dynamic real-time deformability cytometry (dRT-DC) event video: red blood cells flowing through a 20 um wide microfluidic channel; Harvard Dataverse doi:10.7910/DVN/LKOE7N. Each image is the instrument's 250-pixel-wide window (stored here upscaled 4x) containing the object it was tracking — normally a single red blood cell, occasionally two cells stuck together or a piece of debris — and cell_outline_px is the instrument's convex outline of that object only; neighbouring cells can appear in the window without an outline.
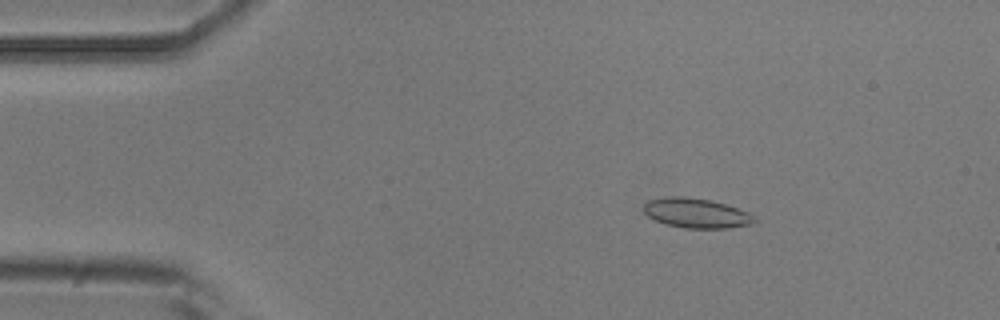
{"species": "common noctule bat (a hibernating species)", "species_latin": "Nyctalus noctula", "temperature_condition": "room temperature", "stored_images_in_passage": 37, "camera_frame_rate_fps": 3000, "um_per_image_px": 0.085, "animal": {"sex": "male", "body_mass_g": 20.5, "forearm_length_mm": 52.5}, "frame": {"image": 1, "passage_image": 8, "time_ms": 2.333, "image_size_px": [1000, 320], "cell_outline_px": [[760, 220], [756, 224], [728, 228], [684, 228], [668, 224], [656, 220], [648, 216], [644, 212], [644, 204], [648, 200], [668, 196], [680, 196], [712, 200], [748, 212]], "centroid_in_image_um": [59.24, 18.12], "position_along_channel_um": 25.8, "area_um2": 19.25}}
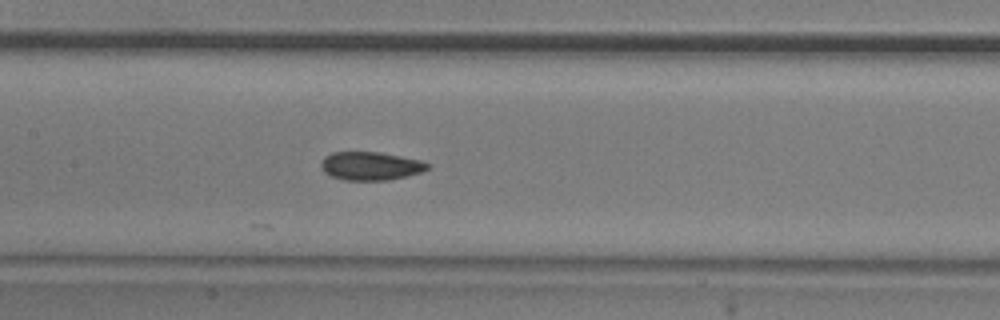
{"frame": {"image": 2, "passage_image": 24, "time_ms": 7.667, "image_size_px": [1000, 320], "cell_outline_px": [[432, 164], [428, 168], [420, 172], [388, 180], [344, 180], [332, 176], [324, 172], [320, 168], [320, 164], [324, 156], [332, 152], [380, 152], [420, 160]], "centroid_in_image_um": [31.47, 14.1], "position_along_channel_um": 175.9, "area_um2": 17.57}}
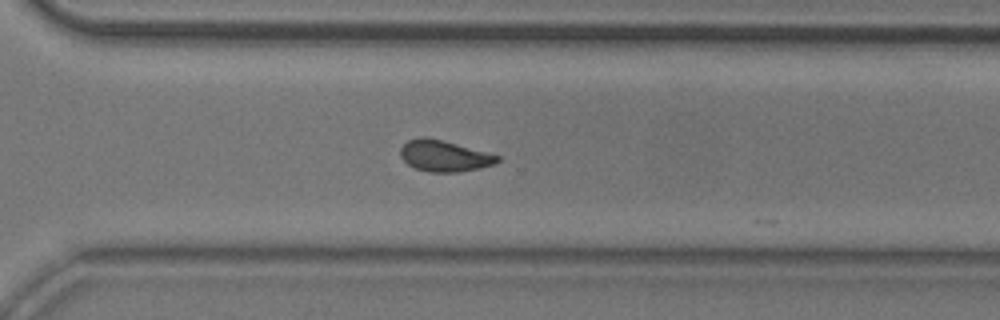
{"frame": {"image": 3, "passage_image": 36, "time_ms": 11.667, "image_size_px": [1000, 320], "cell_outline_px": [[500, 160], [496, 164], [480, 168], [460, 172], [428, 172], [416, 168], [408, 164], [400, 156], [400, 148], [408, 140], [420, 136], [424, 136], [444, 140], [500, 156]], "centroid_in_image_um": [37.76, 13.25], "position_along_channel_um": 332.8, "area_um2": 17.74}}